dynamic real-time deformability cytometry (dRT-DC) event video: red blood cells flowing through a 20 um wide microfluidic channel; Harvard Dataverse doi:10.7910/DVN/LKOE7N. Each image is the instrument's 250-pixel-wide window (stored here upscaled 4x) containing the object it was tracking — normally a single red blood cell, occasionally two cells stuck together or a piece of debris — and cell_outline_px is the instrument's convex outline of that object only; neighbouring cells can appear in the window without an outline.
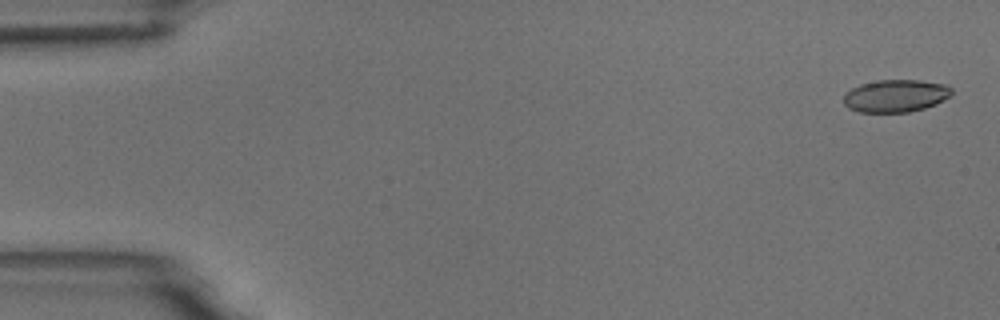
{"species": "common noctule bat (a hibernating species)", "species_latin": "Nyctalus noctula", "temperature_condition": "room temperature", "stored_images_in_passage": 4, "camera_frame_rate_fps": 3000, "um_per_image_px": 0.085, "animal": {"sex": "male", "body_mass_g": 18.8}, "frame": {"image": 1, "passage_image": 1, "time_ms": 0.0, "image_size_px": [1000, 320], "cell_outline_px": [[952, 92], [948, 96], [936, 104], [924, 108], [908, 112], [860, 112], [848, 108], [844, 104], [844, 92], [860, 84], [876, 80], [920, 80], [948, 84], [952, 88]], "centroid_in_image_um": [76.11, 8.13], "position_along_channel_um": 8.9, "area_um2": 20.58}}
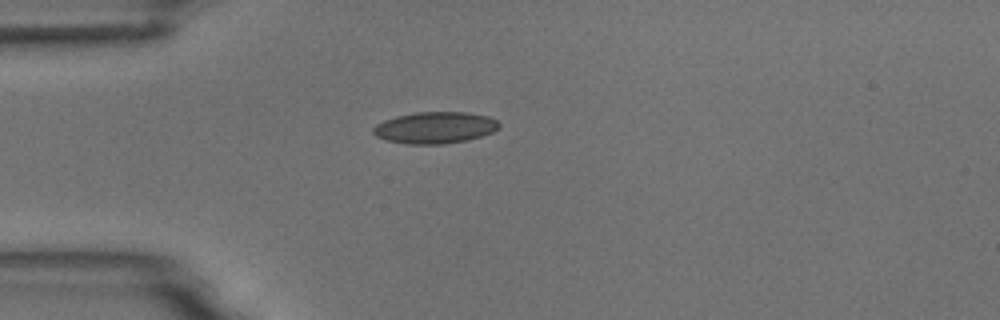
{"frame": {"image": 2, "passage_image": 4, "time_ms": 4.333, "image_size_px": [1000, 320], "cell_outline_px": [[500, 128], [492, 132], [468, 140], [444, 144], [408, 144], [388, 140], [376, 136], [372, 132], [372, 128], [376, 124], [384, 120], [396, 116], [416, 112], [468, 112], [488, 116], [496, 120], [500, 124]], "centroid_in_image_um": [36.98, 10.84], "position_along_channel_um": 48.0, "area_um2": 23.24}}